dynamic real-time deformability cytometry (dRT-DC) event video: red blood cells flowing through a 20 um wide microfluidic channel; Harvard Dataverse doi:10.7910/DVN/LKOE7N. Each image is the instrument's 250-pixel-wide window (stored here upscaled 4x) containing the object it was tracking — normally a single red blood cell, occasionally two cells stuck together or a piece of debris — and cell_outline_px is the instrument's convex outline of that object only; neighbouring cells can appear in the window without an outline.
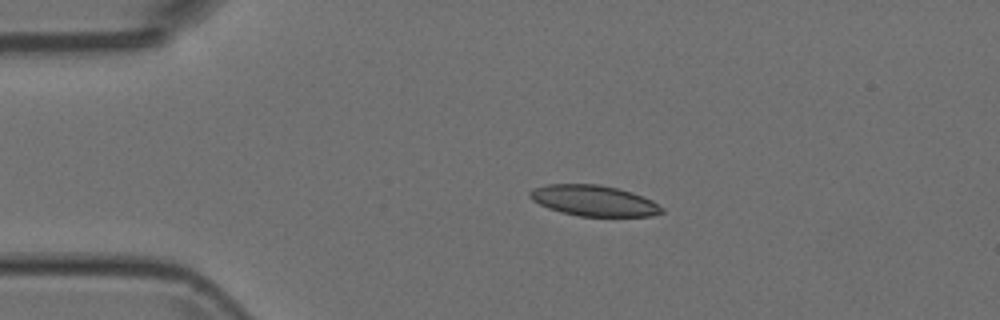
{"species": "Egyptian fruit bat (a non-hibernating species)", "species_latin": "Rousettus aegyptiacus", "temperature_condition": "room temperature", "stored_images_in_passage": 3, "camera_frame_rate_fps": 3000, "um_per_image_px": 0.085, "animal": {"sex": "female"}, "frame": {"image": 1, "passage_image": 2, "time_ms": 0.333, "image_size_px": [1000, 320], "cell_outline_px": [[664, 212], [652, 216], [580, 216], [560, 212], [548, 208], [532, 200], [528, 196], [528, 192], [532, 188], [548, 184], [600, 184], [632, 192], [644, 196], [652, 200], [664, 208]], "centroid_in_image_um": [50.47, 17.05], "position_along_channel_um": 34.5, "area_um2": 23.81}}